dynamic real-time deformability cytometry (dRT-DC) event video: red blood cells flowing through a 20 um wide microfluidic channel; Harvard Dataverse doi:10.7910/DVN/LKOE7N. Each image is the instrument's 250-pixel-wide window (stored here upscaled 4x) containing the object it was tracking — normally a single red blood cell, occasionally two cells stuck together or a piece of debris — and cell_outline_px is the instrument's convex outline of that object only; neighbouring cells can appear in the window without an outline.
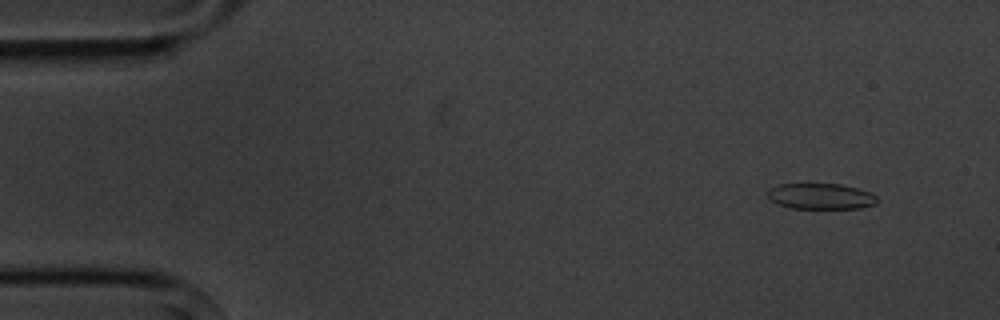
{"species": "common noctule bat (a hibernating species)", "species_latin": "Nyctalus noctula", "temperature_condition": "cold", "stored_images_in_passage": 4, "camera_frame_rate_fps": 3000, "um_per_image_px": 0.085, "animal": {"sex": "male", "body_mass_g": 20.1, "forearm_length_mm": 53.5}, "frame": {"image": 1, "passage_image": 1, "time_ms": 0.0, "image_size_px": [1000, 320], "cell_outline_px": [[876, 204], [860, 208], [792, 208], [776, 204], [768, 196], [768, 188], [780, 184], [804, 180], [840, 184], [856, 188], [868, 192], [876, 196]], "centroid_in_image_um": [69.68, 16.62], "position_along_channel_um": 15.3, "area_um2": 17.17}}
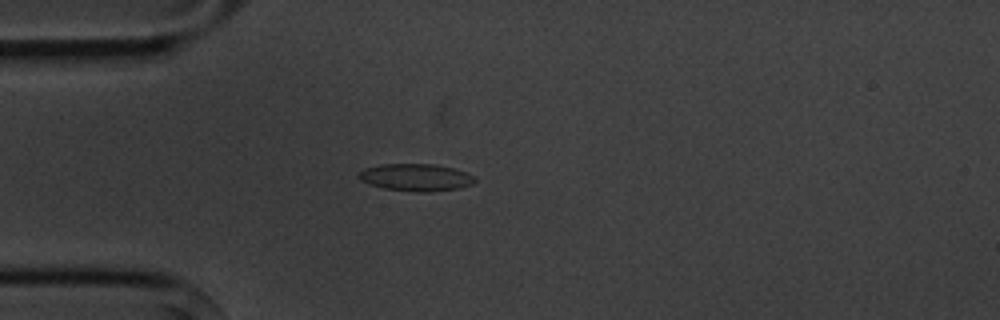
{"frame": {"image": 2, "passage_image": 4, "time_ms": 3.333, "image_size_px": [1000, 320], "cell_outline_px": [[476, 180], [472, 184], [460, 188], [428, 192], [416, 192], [384, 188], [360, 180], [356, 176], [364, 168], [380, 164], [432, 164], [452, 168], [468, 172]], "centroid_in_image_um": [35.35, 15.07], "position_along_channel_um": 49.7, "area_um2": 18.38}}